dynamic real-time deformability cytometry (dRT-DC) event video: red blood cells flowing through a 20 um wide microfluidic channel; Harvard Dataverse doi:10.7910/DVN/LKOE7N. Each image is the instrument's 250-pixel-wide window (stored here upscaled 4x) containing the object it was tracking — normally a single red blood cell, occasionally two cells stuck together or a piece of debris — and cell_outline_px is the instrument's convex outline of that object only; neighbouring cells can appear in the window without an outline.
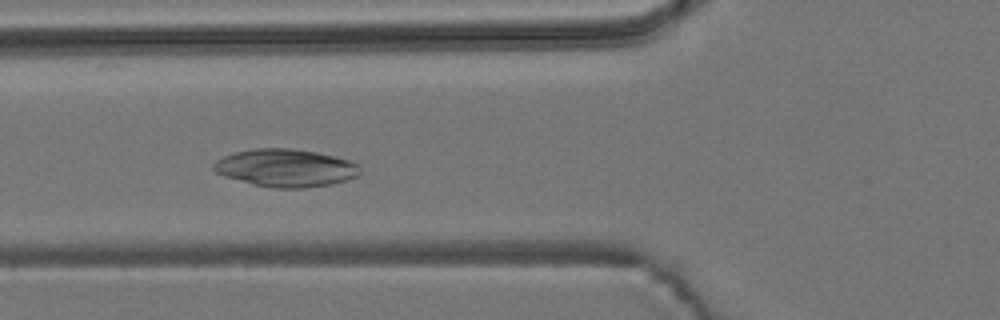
{"species": "common noctule bat (a hibernating species)", "species_latin": "Nyctalus noctula", "temperature_condition": "room temperature", "stored_images_in_passage": 48, "camera_frame_rate_fps": 3000, "um_per_image_px": 0.085, "animal": {"sex": "male", "body_mass_g": 19.2, "forearm_length_mm": 51.8}, "frame": {"image": 1, "passage_image": 17, "time_ms": 5.333, "image_size_px": [1000, 320], "cell_outline_px": [[360, 172], [356, 176], [348, 180], [332, 184], [304, 188], [272, 188], [252, 184], [224, 176], [216, 172], [212, 168], [212, 164], [216, 160], [224, 156], [236, 152], [256, 148], [292, 148], [316, 152], [348, 160], [360, 164]], "centroid_in_image_um": [24.28, 14.28], "position_along_channel_um": 101.5, "area_um2": 32.25}}
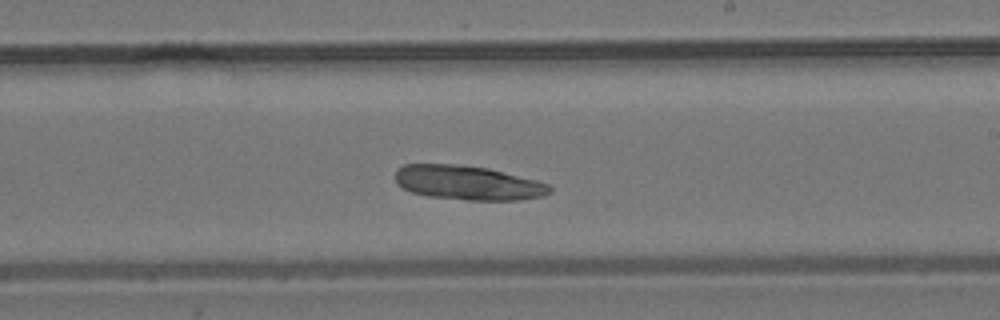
{"frame": {"image": 2, "passage_image": 29, "time_ms": 9.333, "image_size_px": [1000, 320], "cell_outline_px": [[552, 192], [544, 196], [520, 200], [468, 200], [428, 196], [412, 192], [396, 184], [396, 168], [404, 164], [456, 164], [488, 168], [552, 184]], "centroid_in_image_um": [39.8, 15.54], "position_along_channel_um": 249.2, "area_um2": 31.1}}
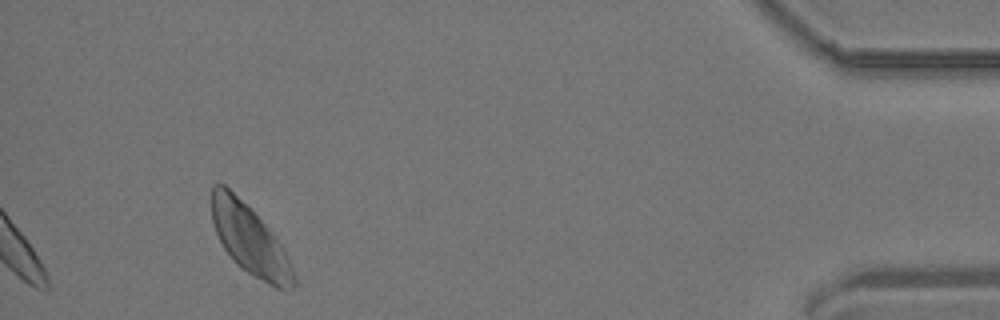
{"frame": {"image": 3, "passage_image": 48, "time_ms": 15.667, "image_size_px": [1000, 320], "cell_outline_px": [[296, 284], [288, 292], [276, 288], [240, 268], [232, 260], [224, 248], [216, 232], [212, 220], [212, 184], [224, 184], [276, 236], [284, 248], [292, 268], [296, 280]], "centroid_in_image_um": [21.25, 20.45], "position_along_channel_um": 413.9, "area_um2": 32.77}}